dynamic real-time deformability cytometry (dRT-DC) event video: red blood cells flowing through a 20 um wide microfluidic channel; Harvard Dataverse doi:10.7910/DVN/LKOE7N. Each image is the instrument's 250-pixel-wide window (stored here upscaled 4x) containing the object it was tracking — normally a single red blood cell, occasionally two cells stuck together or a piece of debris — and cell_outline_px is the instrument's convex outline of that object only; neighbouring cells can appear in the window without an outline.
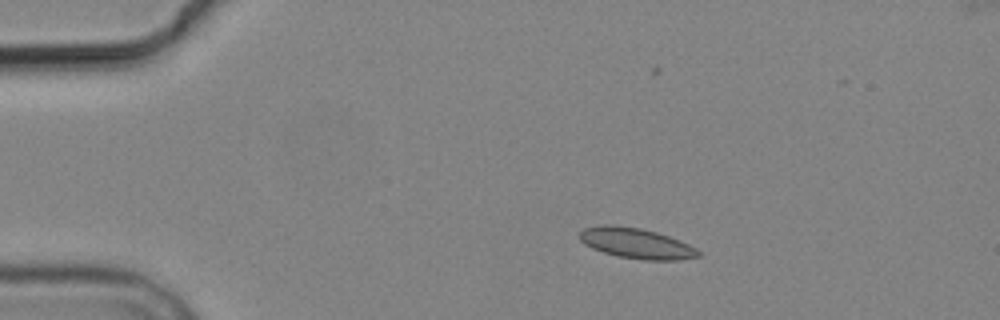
{"species": "common noctule bat (a hibernating species)", "species_latin": "Nyctalus noctula", "temperature_condition": "cold", "stored_images_in_passage": 9, "camera_frame_rate_fps": 3000, "um_per_image_px": 0.085, "animal": {"sex": "male", "body_mass_g": 19.2, "forearm_length_mm": 51.8}, "frame": {"image": 1, "passage_image": 4, "time_ms": 3.333, "image_size_px": [1000, 320], "cell_outline_px": [[700, 256], [680, 260], [644, 260], [620, 256], [604, 252], [592, 248], [584, 244], [580, 240], [580, 232], [584, 228], [600, 224], [612, 224], [640, 228], [656, 232], [680, 240], [696, 248], [700, 252]], "centroid_in_image_um": [54.08, 20.67], "position_along_channel_um": 30.9, "area_um2": 21.04}}
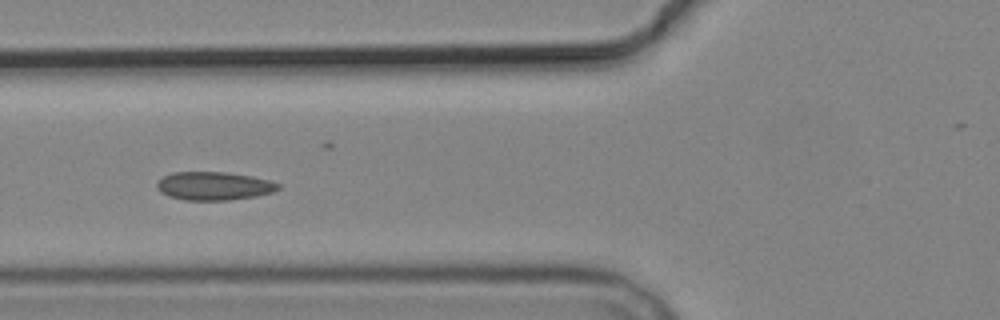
{"frame": {"image": 2, "passage_image": 7, "time_ms": 7.0, "image_size_px": [1000, 320], "cell_outline_px": [[280, 188], [272, 192], [256, 196], [228, 200], [184, 200], [168, 196], [160, 192], [156, 188], [156, 184], [164, 176], [172, 172], [228, 172], [252, 176], [268, 180], [280, 184]], "centroid_in_image_um": [18.17, 15.8], "position_along_channel_um": 107.6, "area_um2": 20.06}}
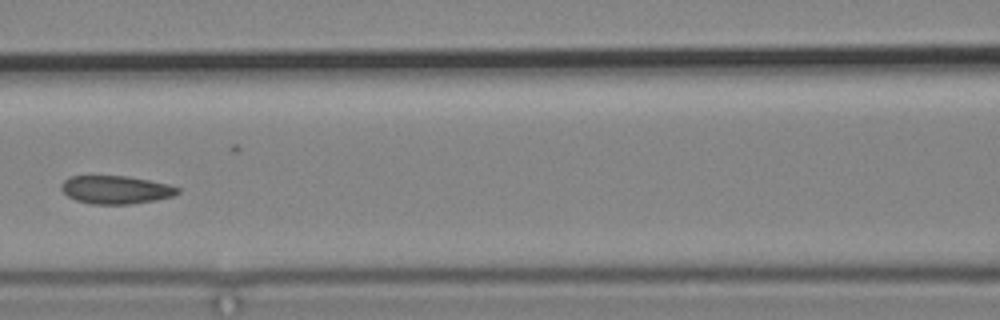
{"frame": {"image": 3, "passage_image": 8, "time_ms": 8.333, "image_size_px": [1000, 320], "cell_outline_px": [[180, 192], [172, 196], [156, 200], [132, 204], [92, 204], [76, 200], [68, 196], [60, 188], [60, 184], [68, 176], [124, 176], [148, 180], [168, 184], [180, 188]], "centroid_in_image_um": [9.83, 16.13], "position_along_channel_um": 156.8, "area_um2": 19.07}}